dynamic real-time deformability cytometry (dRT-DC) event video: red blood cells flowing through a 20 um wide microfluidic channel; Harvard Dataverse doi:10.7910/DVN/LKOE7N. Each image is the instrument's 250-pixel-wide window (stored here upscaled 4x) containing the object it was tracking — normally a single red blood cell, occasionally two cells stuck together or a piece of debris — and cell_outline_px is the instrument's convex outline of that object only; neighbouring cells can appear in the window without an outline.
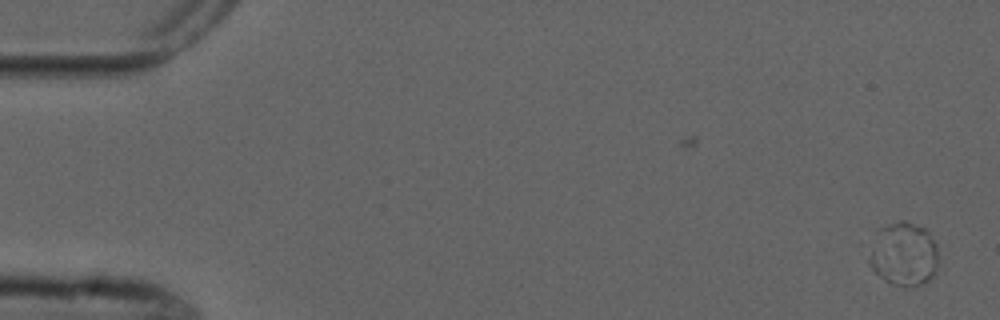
{"species": "common noctule bat (a hibernating species)", "species_latin": "Nyctalus noctula", "temperature_condition": "cold", "stored_images_in_passage": 11, "camera_frame_rate_fps": 3000, "um_per_image_px": 0.085, "animal": {"sex": "male", "forearm_length_mm": 52.5}, "frame": {"image": 1, "passage_image": 1, "time_ms": 0.0, "image_size_px": [1000, 320], "cell_outline_px": [[936, 272], [928, 280], [920, 284], [892, 284], [884, 280], [868, 264], [868, 252], [876, 228], [900, 220], [904, 220], [924, 228], [928, 232], [936, 244]], "centroid_in_image_um": [76.75, 21.55], "position_along_channel_um": 8.3, "area_um2": 25.61}}
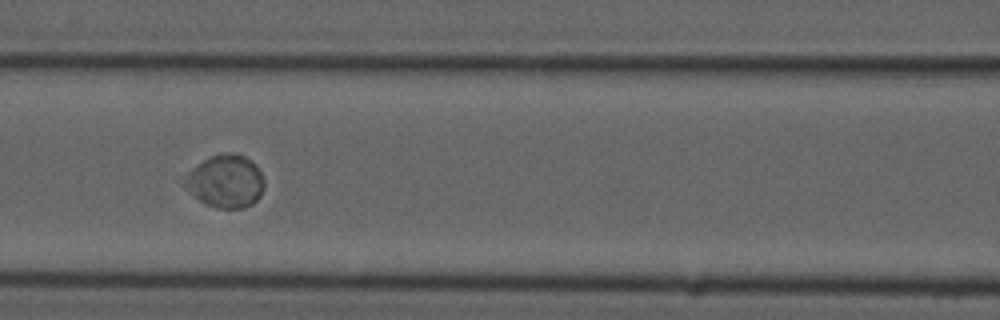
{"frame": {"image": 2, "passage_image": 7, "time_ms": 7.667, "image_size_px": [1000, 320], "cell_outline_px": [[264, 188], [260, 196], [252, 204], [244, 208], [216, 208], [200, 200], [184, 184], [188, 172], [204, 160], [212, 156], [232, 152], [244, 156], [256, 164], [264, 180]], "centroid_in_image_um": [19.23, 15.41], "position_along_channel_um": 147.4, "area_um2": 23.99}}
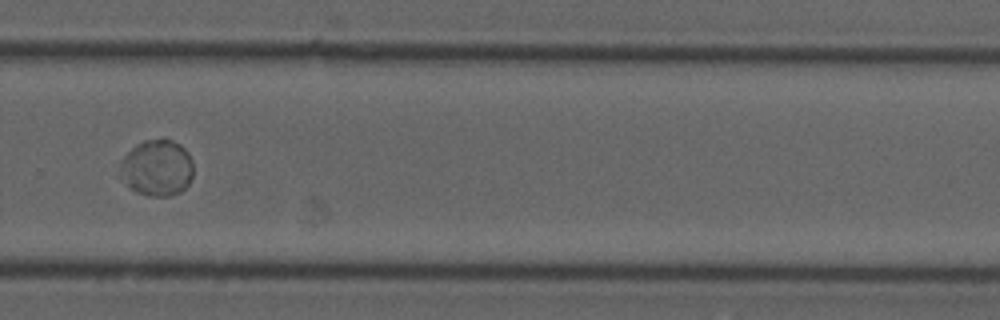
{"frame": {"image": 3, "passage_image": 11, "time_ms": 12.333, "image_size_px": [1000, 320], "cell_outline_px": [[192, 176], [188, 184], [180, 192], [168, 196], [148, 196], [136, 192], [128, 184], [120, 172], [120, 160], [136, 144], [144, 140], [164, 136], [180, 144], [188, 152], [192, 160]], "centroid_in_image_um": [13.36, 14.22], "position_along_channel_um": 316.4, "area_um2": 24.22}}